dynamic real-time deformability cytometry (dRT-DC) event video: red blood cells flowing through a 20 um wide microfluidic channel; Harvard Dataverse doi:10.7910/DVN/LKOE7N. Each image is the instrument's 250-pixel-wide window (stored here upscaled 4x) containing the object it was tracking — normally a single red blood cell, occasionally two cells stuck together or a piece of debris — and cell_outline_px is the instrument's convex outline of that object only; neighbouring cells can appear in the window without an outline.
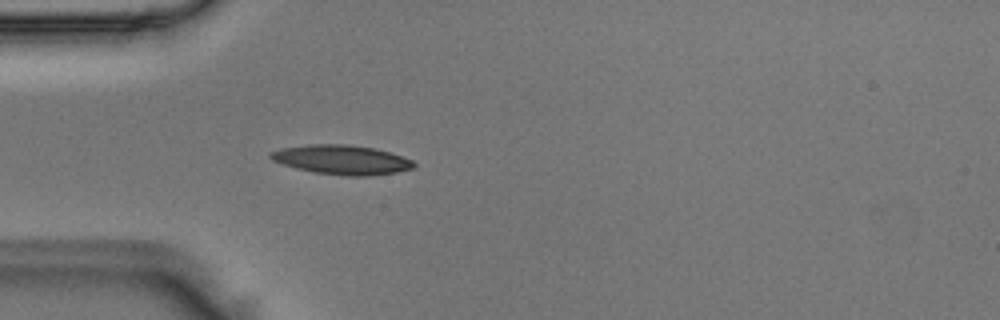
{"species": "Egyptian fruit bat (a non-hibernating species)", "species_latin": "Rousettus aegyptiacus", "temperature_condition": "room temperature", "stored_images_in_passage": 30, "camera_frame_rate_fps": 3000, "um_per_image_px": 0.085, "animal": {"sex": "male"}, "frame": {"image": 1, "passage_image": 8, "time_ms": 2.333, "image_size_px": [1000, 320], "cell_outline_px": [[416, 164], [412, 168], [396, 172], [368, 176], [344, 176], [316, 172], [296, 168], [272, 160], [268, 156], [268, 152], [280, 148], [308, 144], [348, 144], [376, 148], [412, 160]], "centroid_in_image_um": [29.01, 13.57], "position_along_channel_um": 56.0, "area_um2": 24.51}}
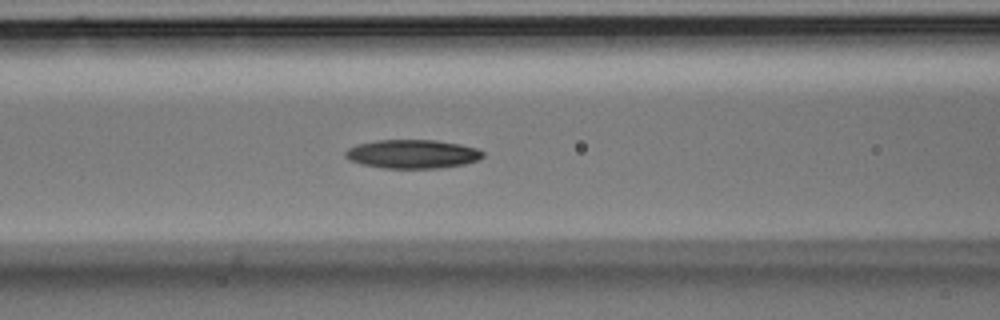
{"frame": {"image": 2, "passage_image": 14, "time_ms": 4.333, "image_size_px": [1000, 320], "cell_outline_px": [[484, 156], [476, 160], [464, 164], [440, 168], [384, 168], [360, 164], [348, 160], [344, 156], [344, 152], [348, 148], [356, 144], [376, 140], [436, 140], [460, 144], [476, 148], [484, 152]], "centroid_in_image_um": [35.01, 13.09], "position_along_channel_um": 131.6, "area_um2": 23.18}}
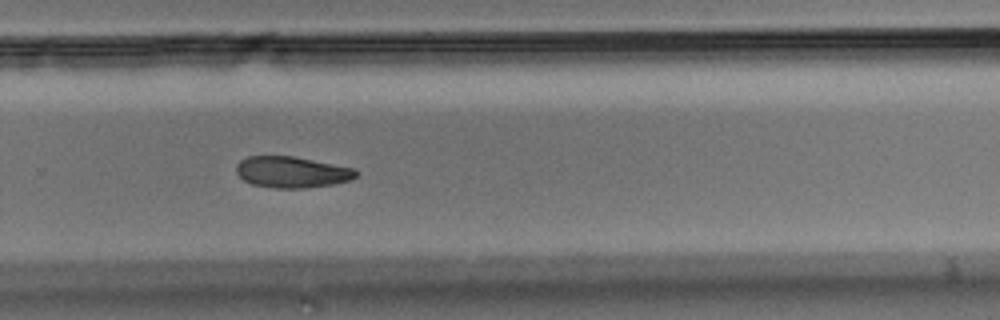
{"frame": {"image": 3, "passage_image": 27, "time_ms": 8.667, "image_size_px": [1000, 320], "cell_outline_px": [[356, 176], [348, 180], [332, 184], [304, 188], [276, 188], [252, 184], [244, 180], [236, 172], [236, 164], [240, 160], [248, 156], [292, 156], [352, 168], [356, 172]], "centroid_in_image_um": [24.74, 14.62], "position_along_channel_um": 305.1, "area_um2": 21.39}}